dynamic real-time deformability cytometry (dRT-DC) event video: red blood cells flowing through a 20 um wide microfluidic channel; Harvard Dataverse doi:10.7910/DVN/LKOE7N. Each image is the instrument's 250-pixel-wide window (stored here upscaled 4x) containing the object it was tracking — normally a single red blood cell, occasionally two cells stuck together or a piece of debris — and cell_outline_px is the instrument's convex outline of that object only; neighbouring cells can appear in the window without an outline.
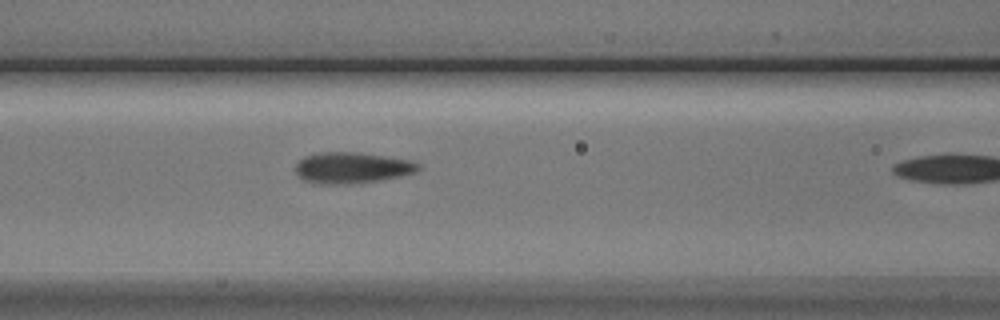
{"species": "Egyptian fruit bat (a non-hibernating species)", "species_latin": "Rousettus aegyptiacus", "temperature_condition": "cold", "stored_images_in_passage": 7, "camera_frame_rate_fps": 3000, "um_per_image_px": 0.085, "animal": {"sex": "male"}, "frame": {"image": 1, "passage_image": 6, "time_ms": 1.667, "image_size_px": [1000, 320], "cell_outline_px": [[420, 168], [416, 172], [400, 176], [376, 180], [332, 184], [320, 184], [304, 180], [296, 172], [296, 164], [304, 156], [320, 152], [360, 152], [412, 160], [420, 164]], "centroid_in_image_um": [29.93, 14.23], "position_along_channel_um": 136.7, "area_um2": 21.96}}